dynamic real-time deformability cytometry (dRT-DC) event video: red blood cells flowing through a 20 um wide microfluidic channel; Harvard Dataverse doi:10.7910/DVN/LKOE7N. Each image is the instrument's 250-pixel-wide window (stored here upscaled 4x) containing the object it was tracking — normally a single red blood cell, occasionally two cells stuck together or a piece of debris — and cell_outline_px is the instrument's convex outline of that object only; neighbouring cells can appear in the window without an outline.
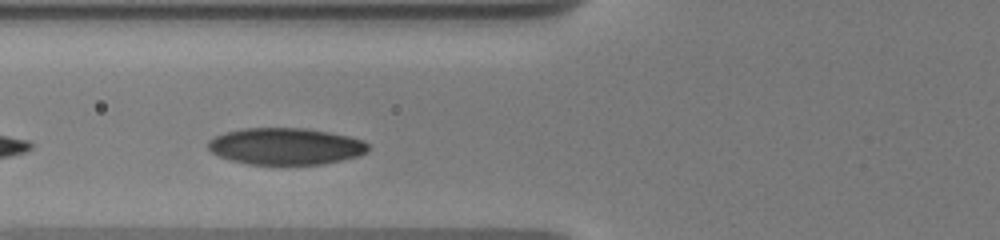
{"species": "human", "species_latin": "Homo sapiens", "temperature_condition": "warm", "stored_images_in_passage": 27, "camera_frame_rate_fps": 3000, "um_per_image_px": 0.085, "donor": {"sex": "male"}, "frame": {"image": 1, "passage_image": 5, "time_ms": 1.667, "image_size_px": [1000, 240], "cell_outline_px": [[368, 152], [356, 156], [324, 164], [248, 164], [232, 160], [220, 156], [212, 152], [208, 148], [208, 140], [224, 132], [244, 128], [304, 128], [328, 132], [348, 136], [364, 140], [368, 144]], "centroid_in_image_um": [24.28, 12.43], "position_along_channel_um": 101.5, "area_um2": 34.1}}
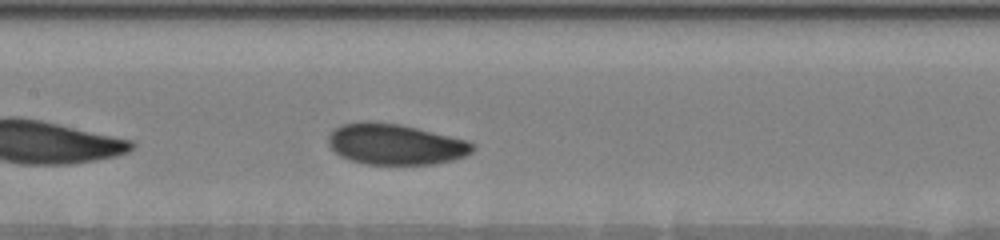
{"frame": {"image": 2, "passage_image": 12, "time_ms": 3.667, "image_size_px": [1000, 240], "cell_outline_px": [[476, 148], [472, 152], [464, 156], [452, 160], [436, 164], [364, 164], [348, 160], [340, 156], [328, 144], [328, 136], [340, 124], [356, 120], [376, 120], [400, 124], [468, 140]], "centroid_in_image_um": [33.57, 12.24], "position_along_channel_um": 173.8, "area_um2": 34.8}}
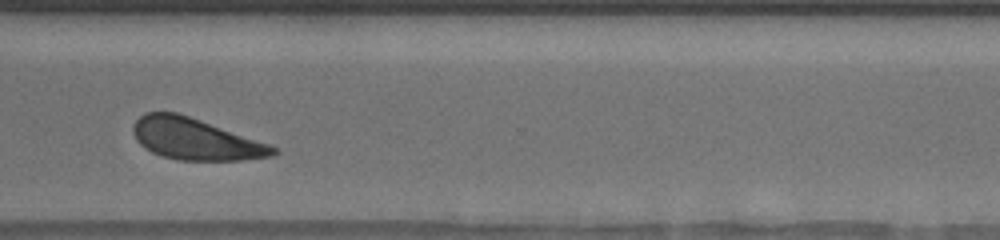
{"frame": {"image": 3, "passage_image": 24, "time_ms": 8.667, "image_size_px": [1000, 240], "cell_outline_px": [[280, 152], [272, 156], [240, 160], [176, 160], [152, 152], [144, 148], [136, 140], [132, 132], [132, 128], [136, 120], [144, 112], [176, 112], [200, 120], [268, 144], [276, 148]], "centroid_in_image_um": [16.56, 11.83], "position_along_channel_um": 354.0, "area_um2": 33.47}, "authors_computed_cell_mechanics": {"area_um2": 34.5644, "velocity_mm_per_s": 3.6022, "shape_relaxation_time_tau1_ms": 2.7579, "shape_relaxation_time_tau2_ms": 6.0414, "deformation_change_tau1": 0.1119, "deformation_change_tau2": 0.1231}}